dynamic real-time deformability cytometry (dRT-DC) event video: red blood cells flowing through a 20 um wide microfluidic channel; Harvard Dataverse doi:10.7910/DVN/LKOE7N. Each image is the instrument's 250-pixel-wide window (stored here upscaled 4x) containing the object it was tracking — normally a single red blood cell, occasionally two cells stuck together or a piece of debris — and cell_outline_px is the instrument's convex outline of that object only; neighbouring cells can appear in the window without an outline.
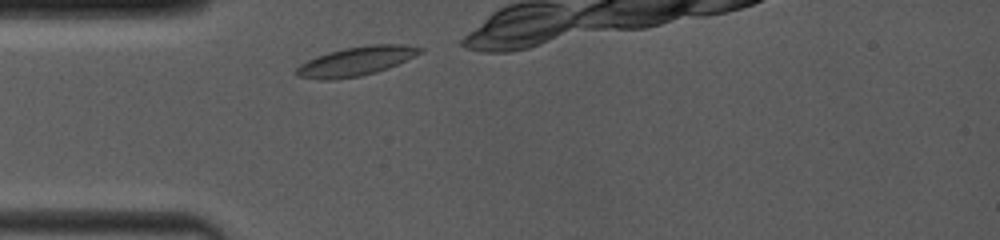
{"species": "common noctule bat (a hibernating species)", "species_latin": "Nyctalus noctula", "temperature_condition": "room temperature", "stored_images_in_passage": 7, "camera_frame_rate_fps": 4000, "um_per_image_px": 0.085, "animal": {"sex": "female", "body_mass_g": 19.0, "forearm_length_mm": 53.3}, "frame": {"image": 1, "passage_image": 1, "time_ms": 0.0, "image_size_px": [1000, 240], "cell_outline_px": [[424, 52], [388, 68], [376, 72], [360, 76], [336, 80], [320, 80], [296, 76], [296, 68], [300, 64], [316, 56], [328, 52], [344, 48], [368, 44], [404, 44], [424, 48]], "centroid_in_image_um": [30.27, 5.2], "position_along_channel_um": 54.7, "area_um2": 21.15}}
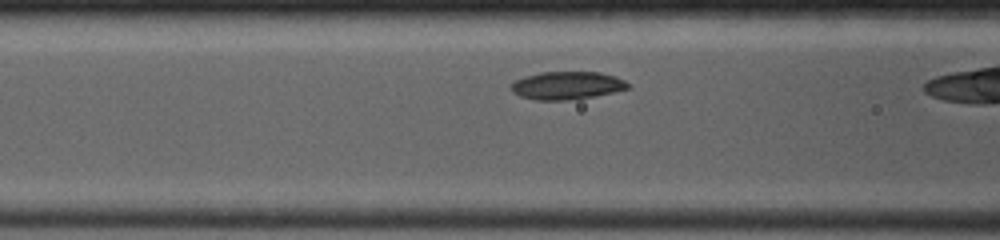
{"frame": {"image": 2, "passage_image": 4, "time_ms": 1.75, "image_size_px": [1000, 240], "cell_outline_px": [[632, 88], [592, 96], [568, 100], [536, 100], [520, 96], [512, 92], [512, 84], [516, 80], [524, 76], [540, 72], [600, 72], [616, 76], [624, 80]], "centroid_in_image_um": [48.2, 7.26], "position_along_channel_um": 118.4, "area_um2": 18.9}}
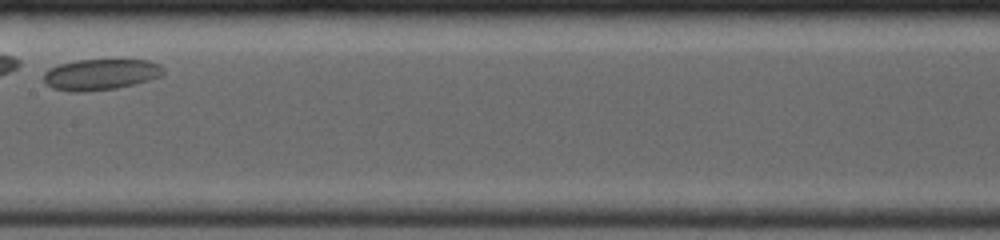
{"frame": {"image": 3, "passage_image": 7, "time_ms": 8.25, "image_size_px": [1000, 240], "cell_outline_px": [[164, 72], [160, 76], [148, 80], [116, 88], [80, 92], [76, 92], [52, 88], [44, 80], [44, 72], [48, 68], [60, 64], [76, 60], [148, 60], [160, 64], [164, 68]], "centroid_in_image_um": [8.55, 6.32], "position_along_channel_um": 198.9, "area_um2": 21.44}}